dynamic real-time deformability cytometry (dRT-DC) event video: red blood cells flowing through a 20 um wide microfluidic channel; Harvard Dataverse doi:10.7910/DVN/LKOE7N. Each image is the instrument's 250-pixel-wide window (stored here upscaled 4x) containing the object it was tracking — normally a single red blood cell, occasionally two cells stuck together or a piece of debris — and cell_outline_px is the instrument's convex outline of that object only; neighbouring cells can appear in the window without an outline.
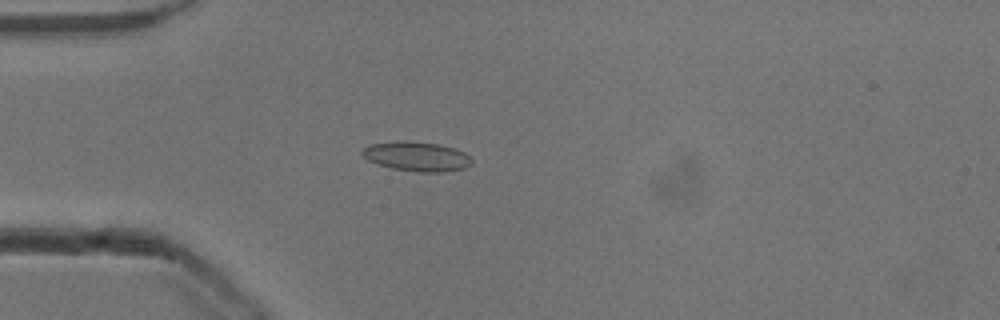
{"species": "common noctule bat (a hibernating species)", "species_latin": "Nyctalus noctula", "temperature_condition": "cold", "stored_images_in_passage": 53, "camera_frame_rate_fps": 3000, "um_per_image_px": 0.085, "animal": {"sex": "male", "body_mass_g": 13.3}, "frame": {"image": 1, "passage_image": 15, "time_ms": 4.667, "image_size_px": [1000, 320], "cell_outline_px": [[472, 164], [464, 168], [440, 172], [420, 172], [392, 168], [368, 160], [360, 152], [364, 148], [372, 144], [400, 140], [404, 140], [436, 144], [452, 148], [464, 152], [472, 160]], "centroid_in_image_um": [35.41, 13.29], "position_along_channel_um": 49.6, "area_um2": 18.5}}
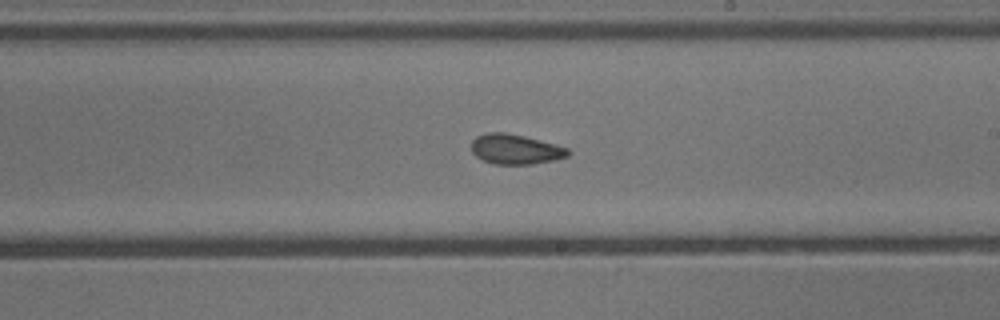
{"frame": {"image": 2, "passage_image": 31, "time_ms": 10.0, "image_size_px": [1000, 320], "cell_outline_px": [[572, 152], [568, 156], [552, 160], [532, 164], [492, 164], [476, 156], [472, 152], [472, 140], [476, 136], [488, 132], [504, 132], [524, 136], [556, 144], [568, 148]], "centroid_in_image_um": [43.82, 12.68], "position_along_channel_um": 245.2, "area_um2": 16.88}}
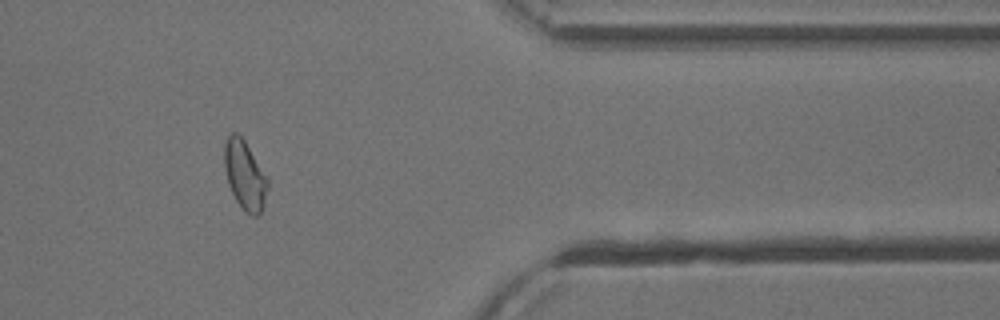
{"frame": {"image": 3, "passage_image": 44, "time_ms": 14.333, "image_size_px": [1000, 320], "cell_outline_px": [[268, 188], [264, 204], [260, 212], [256, 216], [252, 216], [244, 212], [236, 200], [228, 184], [224, 168], [224, 144], [228, 136], [232, 132], [236, 132], [244, 140], [268, 180]], "centroid_in_image_um": [20.79, 14.91], "position_along_channel_um": 390.6, "area_um2": 17.22}, "authors_computed_cell_mechanics": {"area_um2": 17.2822, "velocity_mm_per_s": 3.8872, "shape_relaxation_time_tau1_ms": 4.0602, "shape_relaxation_time_tau2_ms": 1.8985, "deformation_change_tau1": 0.1099, "deformation_change_tau2": 0.0769}}